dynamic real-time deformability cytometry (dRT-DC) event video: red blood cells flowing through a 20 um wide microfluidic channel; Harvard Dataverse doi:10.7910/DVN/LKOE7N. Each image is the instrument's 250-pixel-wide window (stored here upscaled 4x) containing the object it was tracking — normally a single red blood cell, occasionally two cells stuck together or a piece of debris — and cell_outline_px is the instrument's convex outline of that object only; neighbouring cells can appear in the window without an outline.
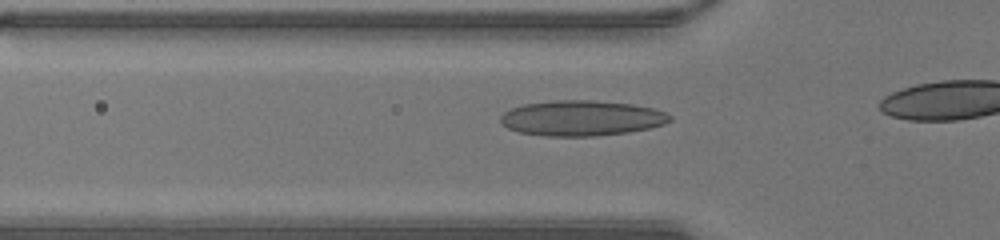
{"species": "human", "species_latin": "Homo sapiens", "temperature_condition": "warm", "stored_images_in_passage": 12, "camera_frame_rate_fps": 3000, "um_per_image_px": 0.085, "donor": {"sex": "male"}, "frame": {"image": 1, "passage_image": 7, "time_ms": 2.0, "image_size_px": [1000, 240], "cell_outline_px": [[672, 120], [664, 124], [648, 128], [628, 132], [596, 136], [544, 136], [520, 132], [508, 128], [500, 120], [500, 116], [504, 112], [512, 108], [524, 104], [552, 100], [592, 100], [632, 104], [652, 108], [664, 112], [672, 116]], "centroid_in_image_um": [49.43, 10.04], "position_along_channel_um": 76.4, "area_um2": 34.85}}
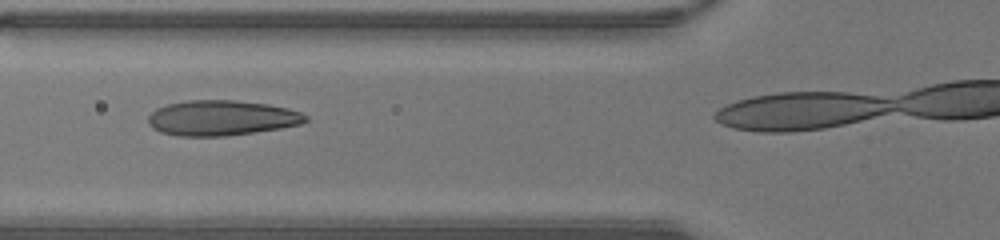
{"frame": {"image": 2, "passage_image": 9, "time_ms": 2.667, "image_size_px": [1000, 240], "cell_outline_px": [[308, 120], [300, 124], [280, 128], [224, 136], [180, 136], [160, 132], [152, 128], [148, 124], [148, 116], [156, 108], [168, 104], [188, 100], [236, 100], [268, 104], [288, 108], [300, 112], [308, 116]], "centroid_in_image_um": [18.82, 10.02], "position_along_channel_um": 107.0, "area_um2": 32.31}}